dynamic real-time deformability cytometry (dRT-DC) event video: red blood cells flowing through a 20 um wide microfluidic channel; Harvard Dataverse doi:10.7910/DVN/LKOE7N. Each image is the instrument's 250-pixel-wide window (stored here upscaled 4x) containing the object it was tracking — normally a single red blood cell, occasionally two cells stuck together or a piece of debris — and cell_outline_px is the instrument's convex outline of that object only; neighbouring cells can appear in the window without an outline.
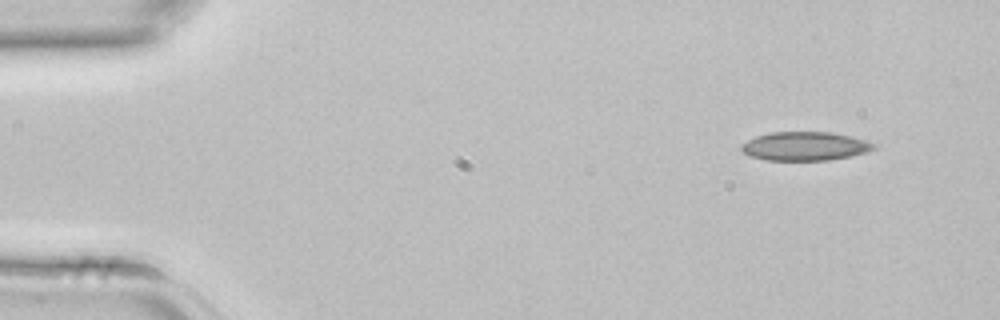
{"species": "common noctule bat (a hibernating species)", "species_latin": "Nyctalus noctula", "temperature_condition": "room temperature", "stored_images_in_passage": 3, "camera_frame_rate_fps": 3000, "um_per_image_px": 0.085, "animal": {"sex": "female", "body_mass_g": 22.7, "forearm_length_mm": 54.2}, "frame": {"image": 1, "passage_image": 1, "time_ms": 0.0, "image_size_px": [1000, 320], "cell_outline_px": [[880, 144], [876, 148], [868, 152], [852, 156], [828, 160], [764, 160], [748, 156], [740, 148], [740, 144], [756, 136], [768, 132], [832, 132], [852, 136]], "centroid_in_image_um": [68.46, 12.42], "position_along_channel_um": 16.5, "area_um2": 22.6}}